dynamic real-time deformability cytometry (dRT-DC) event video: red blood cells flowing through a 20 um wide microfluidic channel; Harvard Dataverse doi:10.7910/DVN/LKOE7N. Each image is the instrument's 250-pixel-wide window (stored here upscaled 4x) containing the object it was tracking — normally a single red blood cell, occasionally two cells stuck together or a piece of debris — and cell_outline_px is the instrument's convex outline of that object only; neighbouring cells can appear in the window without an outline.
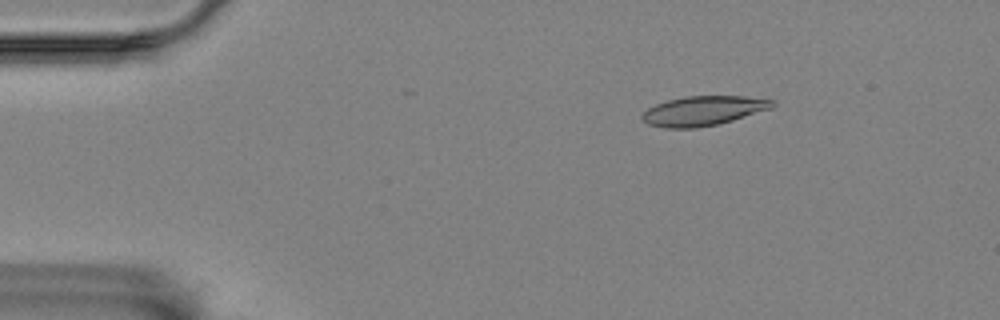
{"species": "Egyptian fruit bat (a non-hibernating species)", "species_latin": "Rousettus aegyptiacus", "temperature_condition": "room temperature", "stored_images_in_passage": 4, "camera_frame_rate_fps": 3000, "um_per_image_px": 0.085, "animal": {"sex": "female"}, "frame": {"image": 1, "passage_image": 1, "time_ms": 0.0, "image_size_px": [1000, 320], "cell_outline_px": [[776, 104], [772, 108], [732, 120], [716, 124], [696, 128], [664, 128], [648, 124], [640, 116], [648, 108], [656, 104], [668, 100], [684, 96], [744, 96], [776, 100]], "centroid_in_image_um": [59.79, 9.41], "position_along_channel_um": 25.2, "area_um2": 22.37}}